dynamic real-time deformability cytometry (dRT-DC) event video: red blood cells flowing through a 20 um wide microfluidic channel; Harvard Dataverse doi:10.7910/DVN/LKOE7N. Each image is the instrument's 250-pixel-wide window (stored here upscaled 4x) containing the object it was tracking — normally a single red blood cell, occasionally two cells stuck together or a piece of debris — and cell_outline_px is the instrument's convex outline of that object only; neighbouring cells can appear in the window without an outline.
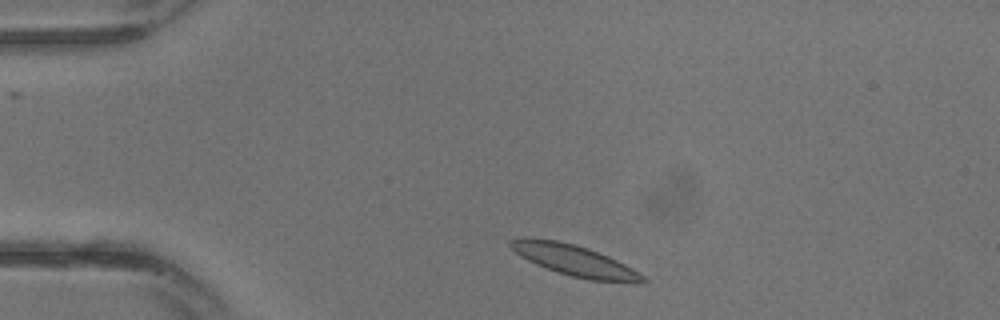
{"species": "common noctule bat (a hibernating species)", "species_latin": "Nyctalus noctula", "temperature_condition": "warm", "stored_images_in_passage": 7, "camera_frame_rate_fps": 3000, "um_per_image_px": 0.085, "animal": {"sex": "male", "body_mass_g": 13.3}, "frame": {"image": 1, "passage_image": 2, "time_ms": 0.333, "image_size_px": [1000, 320], "cell_outline_px": [[648, 280], [636, 284], [632, 284], [588, 280], [572, 276], [536, 264], [520, 256], [508, 244], [508, 240], [556, 240], [588, 248], [608, 256], [632, 268], [644, 276]], "centroid_in_image_um": [48.97, 22.2], "position_along_channel_um": 36.0, "area_um2": 23.29}}
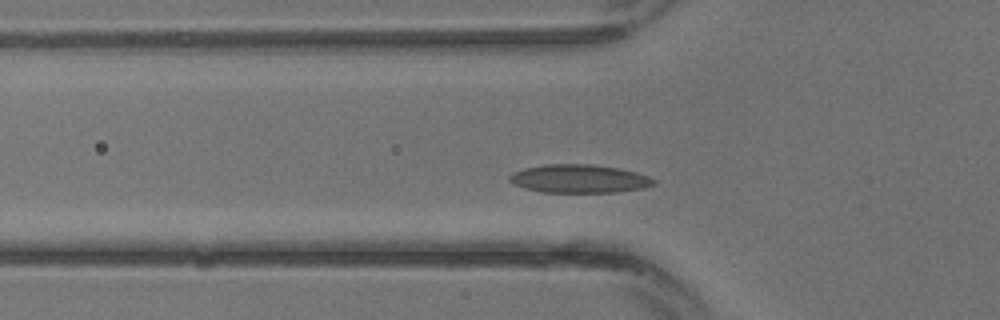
{"frame": {"image": 2, "passage_image": 6, "time_ms": 1.667, "image_size_px": [1000, 320], "cell_outline_px": [[656, 184], [644, 188], [616, 192], [540, 192], [524, 188], [512, 184], [508, 180], [508, 176], [512, 172], [524, 168], [548, 164], [592, 164], [616, 168], [636, 172], [648, 176], [656, 180]], "centroid_in_image_um": [49.2, 15.19], "position_along_channel_um": 76.6, "area_um2": 23.93}}